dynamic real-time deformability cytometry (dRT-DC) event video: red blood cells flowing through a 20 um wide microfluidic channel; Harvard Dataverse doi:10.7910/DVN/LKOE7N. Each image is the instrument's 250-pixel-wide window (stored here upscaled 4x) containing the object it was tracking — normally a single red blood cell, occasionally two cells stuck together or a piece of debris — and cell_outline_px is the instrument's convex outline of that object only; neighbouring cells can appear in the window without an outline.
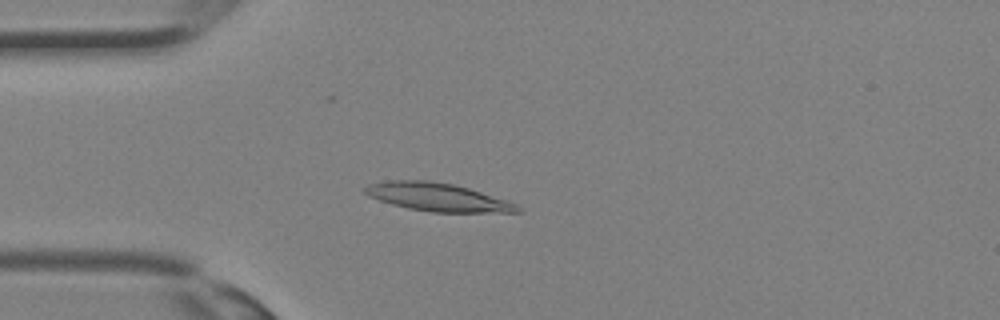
{"species": "Egyptian fruit bat (a non-hibernating species)", "species_latin": "Rousettus aegyptiacus", "temperature_condition": "room temperature", "stored_images_in_passage": 31, "camera_frame_rate_fps": 3000, "um_per_image_px": 0.085, "animal": {"sex": "female"}, "frame": {"image": 1, "passage_image": 6, "time_ms": 1.667, "image_size_px": [1000, 320], "cell_outline_px": [[520, 212], [432, 212], [408, 208], [392, 204], [368, 196], [364, 192], [364, 188], [368, 184], [384, 180], [428, 180], [452, 184], [468, 188], [516, 204], [520, 208]], "centroid_in_image_um": [37.12, 16.74], "position_along_channel_um": 47.9, "area_um2": 24.68}}
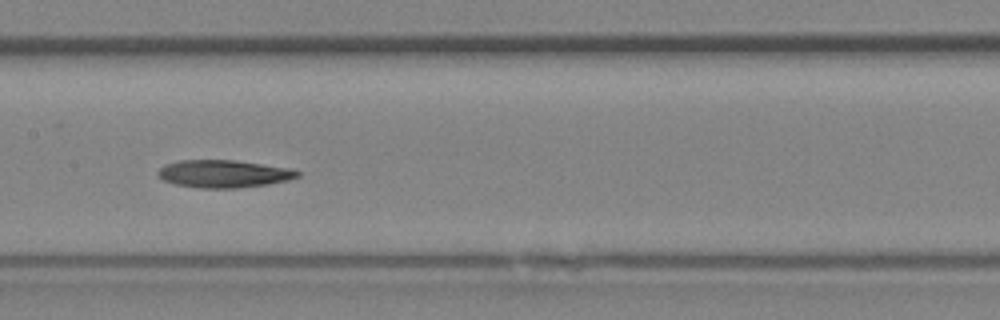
{"frame": {"image": 2, "passage_image": 14, "time_ms": 4.333, "image_size_px": [1000, 320], "cell_outline_px": [[300, 176], [288, 180], [268, 184], [236, 188], [200, 188], [176, 184], [164, 180], [156, 176], [156, 172], [164, 164], [180, 160], [236, 160], [292, 168], [300, 172]], "centroid_in_image_um": [19.01, 14.76], "position_along_channel_um": 188.4, "area_um2": 22.6}}
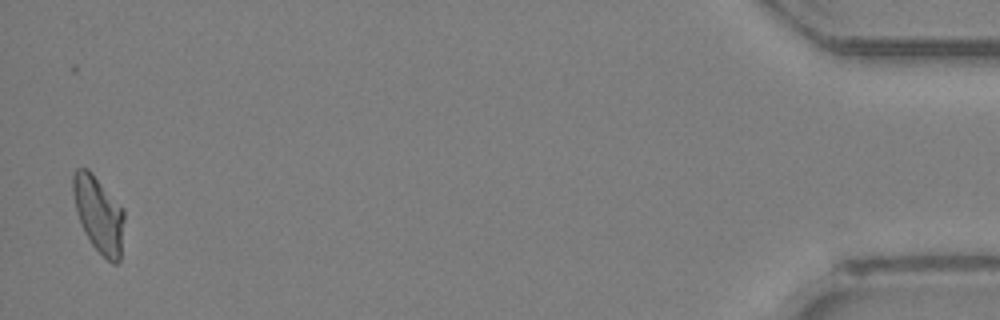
{"frame": {"image": 3, "passage_image": 31, "time_ms": 10.0, "image_size_px": [1000, 320], "cell_outline_px": [[124, 220], [120, 260], [116, 264], [112, 264], [92, 244], [84, 232], [76, 212], [72, 192], [72, 176], [76, 168], [88, 168], [92, 172], [124, 208]], "centroid_in_image_um": [8.38, 18.18], "position_along_channel_um": 426.8, "area_um2": 22.89}}